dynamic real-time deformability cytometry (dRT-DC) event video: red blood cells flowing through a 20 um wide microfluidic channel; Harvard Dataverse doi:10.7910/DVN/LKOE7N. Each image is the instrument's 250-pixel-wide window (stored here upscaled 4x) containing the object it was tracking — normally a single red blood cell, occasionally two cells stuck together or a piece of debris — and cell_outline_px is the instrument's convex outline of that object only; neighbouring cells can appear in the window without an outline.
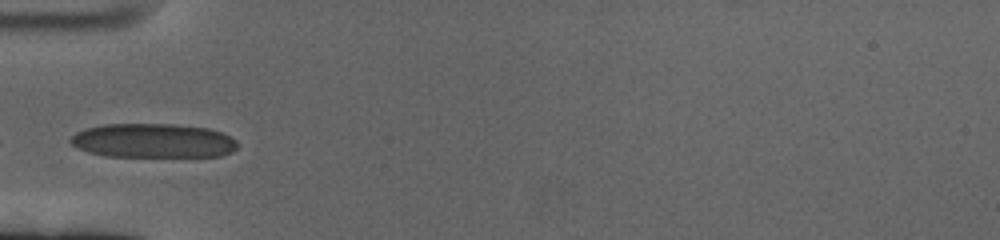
{"species": "human", "species_latin": "Homo sapiens", "temperature_condition": "cold", "stored_images_in_passage": 40, "camera_frame_rate_fps": 3000, "um_per_image_px": 0.085, "donor": {"sex": "female"}, "frame": {"image": 1, "passage_image": 1, "time_ms": 0.0, "image_size_px": [1000, 240], "cell_outline_px": [[236, 148], [232, 152], [220, 156], [108, 156], [88, 152], [72, 144], [68, 140], [76, 132], [88, 128], [104, 124], [172, 124], [208, 128], [220, 132], [236, 140]], "centroid_in_image_um": [13.01, 11.95], "position_along_channel_um": 72.0, "area_um2": 33.0}}
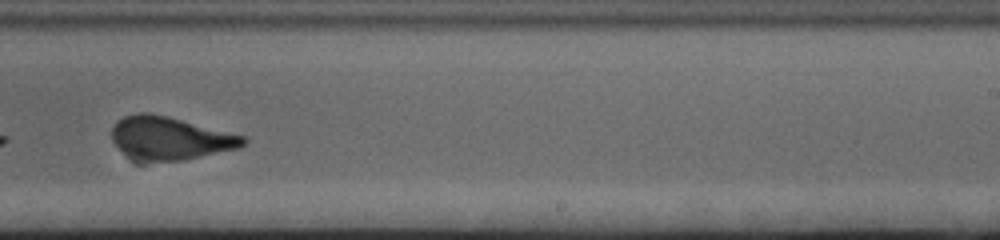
{"frame": {"image": 2, "passage_image": 19, "time_ms": 6.0, "image_size_px": [1000, 240], "cell_outline_px": [[248, 140], [240, 148], [184, 160], [152, 160], [128, 156], [116, 148], [112, 140], [112, 128], [116, 120], [124, 116], [140, 112], [144, 112], [164, 116], [244, 136]], "centroid_in_image_um": [14.43, 11.74], "position_along_channel_um": 274.6, "area_um2": 32.25}}
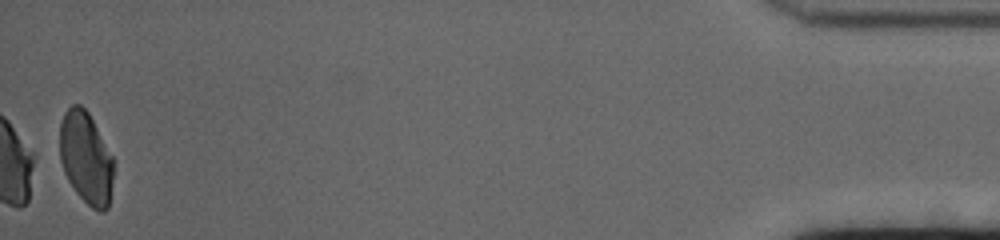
{"frame": {"image": 3, "passage_image": 40, "time_ms": 13.0, "image_size_px": [1000, 240], "cell_outline_px": [[112, 180], [108, 208], [104, 212], [100, 212], [92, 208], [76, 192], [68, 180], [64, 172], [60, 160], [60, 124], [64, 112], [72, 104], [80, 104], [88, 112], [112, 156]], "centroid_in_image_um": [7.28, 13.41], "position_along_channel_um": 427.9, "area_um2": 28.55}, "authors_computed_cell_mechanics": {"area_um2": 32.5703, "velocity_mm_per_s": 3.3864, "shape_relaxation_time_tau1_ms": 4.7048, "shape_relaxation_time_tau2_ms": 0.8527, "deformation_change_tau1": 0.1797, "deformation_change_tau2": 0.0853}}